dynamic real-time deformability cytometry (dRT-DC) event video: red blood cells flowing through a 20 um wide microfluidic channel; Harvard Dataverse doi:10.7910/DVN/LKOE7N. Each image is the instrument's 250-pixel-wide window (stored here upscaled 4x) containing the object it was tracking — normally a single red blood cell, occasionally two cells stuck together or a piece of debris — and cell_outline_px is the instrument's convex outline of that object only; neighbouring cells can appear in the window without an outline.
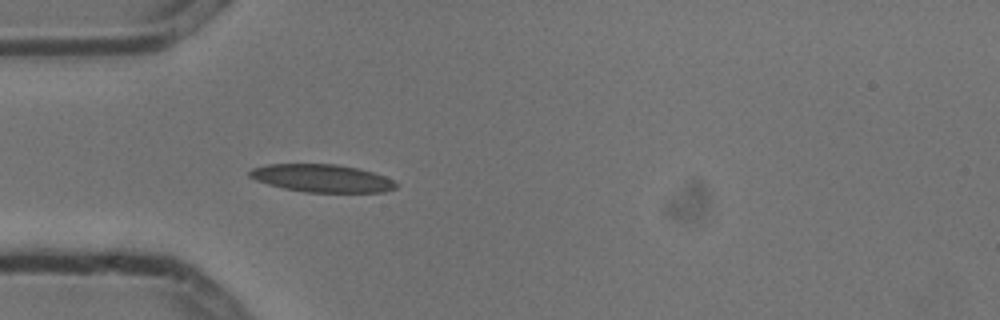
{"species": "common noctule bat (a hibernating species)", "species_latin": "Nyctalus noctula", "temperature_condition": "cold", "stored_images_in_passage": 2, "camera_frame_rate_fps": 3000, "um_per_image_px": 0.085, "animal": {"sex": "male", "body_mass_g": 13.3}, "frame": {"image": 1, "passage_image": 2, "time_ms": 0.333, "image_size_px": [1000, 320], "cell_outline_px": [[396, 188], [384, 192], [304, 192], [284, 188], [268, 184], [256, 180], [248, 176], [248, 172], [252, 168], [268, 164], [336, 164], [356, 168], [372, 172], [384, 176], [392, 180], [396, 184]], "centroid_in_image_um": [27.33, 15.15], "position_along_channel_um": 57.7, "area_um2": 23.52}}